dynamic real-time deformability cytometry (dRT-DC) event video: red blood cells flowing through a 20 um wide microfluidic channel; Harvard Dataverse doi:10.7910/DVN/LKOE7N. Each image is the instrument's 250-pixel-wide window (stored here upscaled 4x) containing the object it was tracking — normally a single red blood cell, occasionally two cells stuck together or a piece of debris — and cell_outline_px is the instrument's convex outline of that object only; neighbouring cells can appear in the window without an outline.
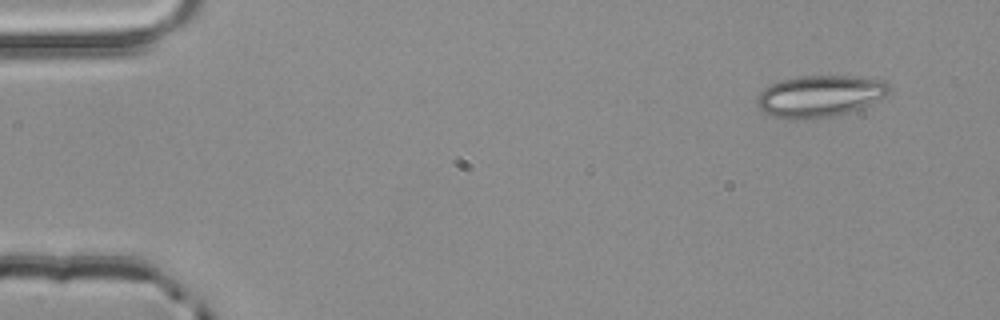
{"species": "common noctule bat (a hibernating species)", "species_latin": "Nyctalus noctula", "temperature_condition": "room temperature", "stored_images_in_passage": 4, "camera_frame_rate_fps": 3000, "um_per_image_px": 0.085, "animal": {"sex": "male", "body_mass_g": 20.4}, "frame": {"image": 1, "passage_image": 1, "time_ms": 0.0, "image_size_px": [1000, 320], "cell_outline_px": [[888, 92], [884, 96], [868, 104], [848, 112], [828, 116], [792, 120], [772, 116], [764, 112], [756, 104], [756, 96], [764, 88], [772, 84], [784, 80], [804, 76], [848, 76], [880, 80], [888, 84]], "centroid_in_image_um": [69.6, 8.17], "position_along_channel_um": 15.4, "area_um2": 31.33}}